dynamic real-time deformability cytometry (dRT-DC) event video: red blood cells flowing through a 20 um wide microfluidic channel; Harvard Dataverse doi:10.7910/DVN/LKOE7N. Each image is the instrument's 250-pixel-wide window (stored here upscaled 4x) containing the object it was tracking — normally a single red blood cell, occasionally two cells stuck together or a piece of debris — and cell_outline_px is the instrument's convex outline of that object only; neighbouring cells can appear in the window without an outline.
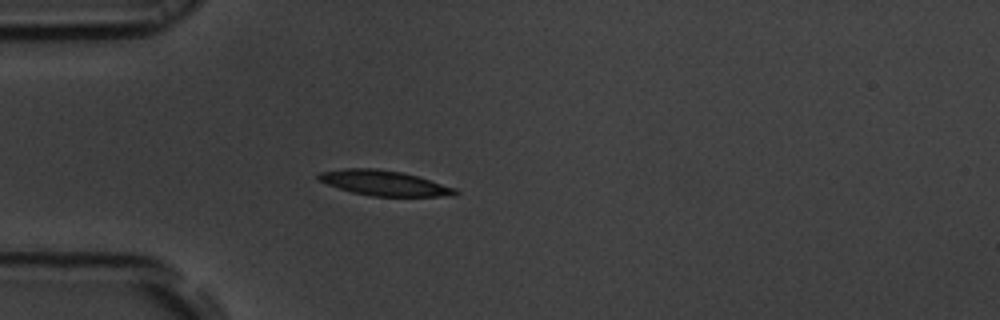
{"species": "common noctule bat (a hibernating species)", "species_latin": "Nyctalus noctula", "temperature_condition": "room temperature", "stored_images_in_passage": 40, "camera_frame_rate_fps": 3000, "um_per_image_px": 0.085, "animal": {"sex": "male", "body_mass_g": 19.5, "forearm_length_mm": 54.6}, "frame": {"image": 1, "passage_image": 1, "time_ms": 0.0, "image_size_px": [1000, 320], "cell_outline_px": [[460, 192], [456, 196], [372, 196], [352, 192], [328, 184], [320, 180], [316, 176], [320, 172], [344, 168], [376, 168], [400, 172], [416, 176], [456, 188]], "centroid_in_image_um": [32.68, 15.56], "position_along_channel_um": 52.3, "area_um2": 19.83}}
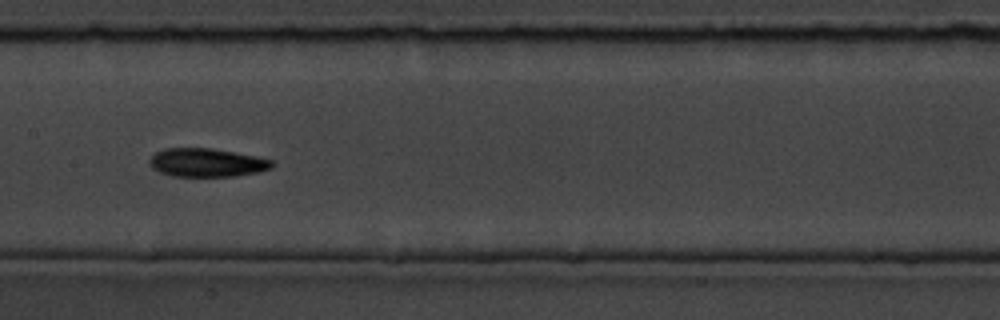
{"frame": {"image": 2, "passage_image": 13, "time_ms": 4.0, "image_size_px": [1000, 320], "cell_outline_px": [[272, 168], [260, 172], [236, 176], [172, 176], [160, 172], [152, 168], [148, 160], [156, 152], [164, 148], [212, 148], [256, 156], [272, 160]], "centroid_in_image_um": [17.57, 13.82], "position_along_channel_um": 189.8, "area_um2": 20.35}}
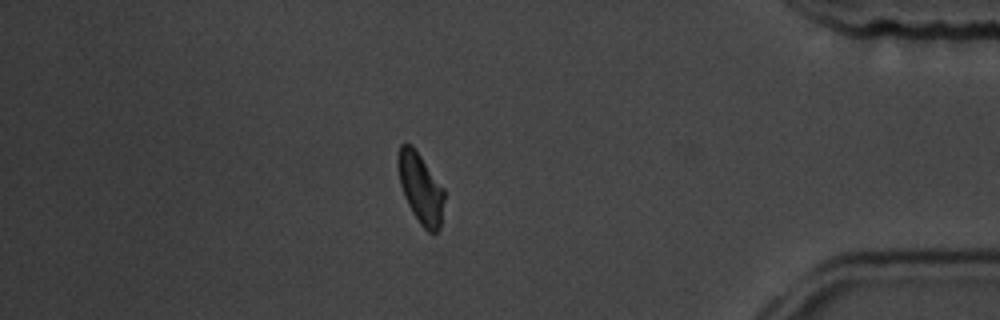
{"frame": {"image": 3, "passage_image": 33, "time_ms": 10.667, "image_size_px": [1000, 320], "cell_outline_px": [[444, 200], [440, 228], [436, 232], [428, 232], [420, 224], [412, 212], [404, 196], [400, 184], [396, 164], [396, 156], [400, 144], [412, 144], [444, 188]], "centroid_in_image_um": [35.72, 15.97], "position_along_channel_um": 399.5, "area_um2": 19.13}, "authors_computed_cell_mechanics": {"area_um2": 19.5364, "velocity_mm_per_s": 3.6924, "shape_relaxation_time_tau1_ms": 3.8084, "shape_relaxation_time_tau2_ms": 7.266, "deformation_change_tau1": 0.128, "deformation_change_tau2": 0.1508}}